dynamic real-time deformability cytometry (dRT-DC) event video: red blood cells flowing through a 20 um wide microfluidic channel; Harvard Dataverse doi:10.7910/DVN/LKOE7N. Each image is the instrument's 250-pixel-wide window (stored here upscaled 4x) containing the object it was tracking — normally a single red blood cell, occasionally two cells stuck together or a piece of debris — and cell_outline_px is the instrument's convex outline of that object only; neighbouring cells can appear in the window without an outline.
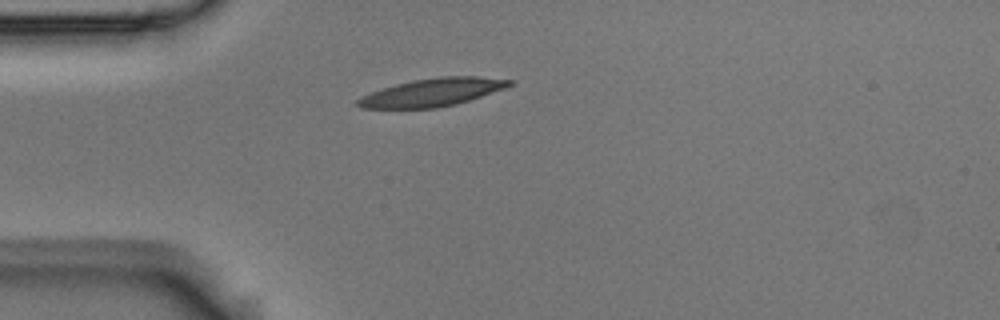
{"species": "Egyptian fruit bat (a non-hibernating species)", "species_latin": "Rousettus aegyptiacus", "temperature_condition": "room temperature", "stored_images_in_passage": 1, "camera_frame_rate_fps": 3000, "um_per_image_px": 0.085, "animal": {"sex": "male"}, "frame": {"image": 1, "passage_image": 1, "time_ms": 0.0, "image_size_px": [1000, 320], "cell_outline_px": [[516, 84], [456, 104], [436, 108], [360, 108], [356, 104], [356, 100], [360, 96], [396, 84], [412, 80], [440, 76], [476, 76], [516, 80]], "centroid_in_image_um": [36.76, 7.84], "position_along_channel_um": 48.2, "area_um2": 24.62}}